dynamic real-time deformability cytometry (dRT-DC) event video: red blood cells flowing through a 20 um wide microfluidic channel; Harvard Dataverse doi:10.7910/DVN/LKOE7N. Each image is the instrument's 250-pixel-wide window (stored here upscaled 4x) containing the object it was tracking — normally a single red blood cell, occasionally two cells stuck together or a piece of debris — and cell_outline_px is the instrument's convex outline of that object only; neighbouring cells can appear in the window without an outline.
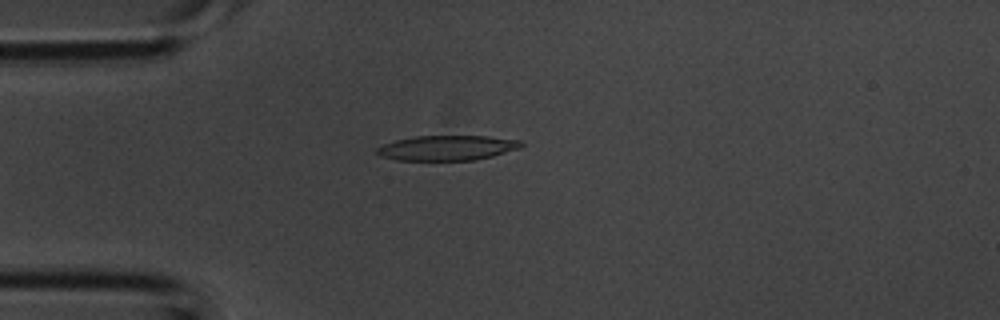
{"species": "common noctule bat (a hibernating species)", "species_latin": "Nyctalus noctula", "temperature_condition": "room temperature", "stored_images_in_passage": 2, "camera_frame_rate_fps": 3000, "um_per_image_px": 0.085, "animal": {"sex": "male", "body_mass_g": 20.1, "forearm_length_mm": 53.5}, "frame": {"image": 1, "passage_image": 2, "time_ms": 0.333, "image_size_px": [1000, 320], "cell_outline_px": [[524, 144], [520, 148], [492, 156], [476, 160], [396, 160], [380, 156], [376, 152], [376, 148], [384, 144], [396, 140], [412, 136], [488, 136], [524, 140]], "centroid_in_image_um": [38.04, 12.56], "position_along_channel_um": 47.0, "area_um2": 21.15}}